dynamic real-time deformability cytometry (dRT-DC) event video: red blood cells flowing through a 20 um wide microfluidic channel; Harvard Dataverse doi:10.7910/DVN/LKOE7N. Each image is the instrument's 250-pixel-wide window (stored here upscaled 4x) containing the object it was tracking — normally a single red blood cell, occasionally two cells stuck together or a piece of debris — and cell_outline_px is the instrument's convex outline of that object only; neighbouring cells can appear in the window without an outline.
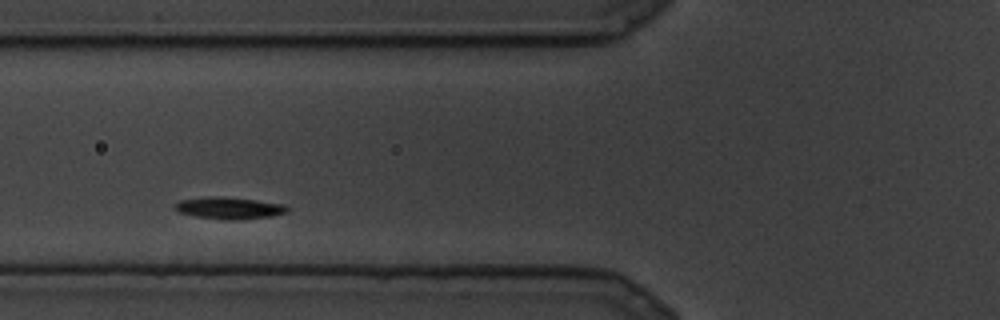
{"species": "common noctule bat (a hibernating species)", "species_latin": "Nyctalus noctula", "temperature_condition": "cold", "stored_images_in_passage": 4, "camera_frame_rate_fps": 3000, "um_per_image_px": 0.085, "animal": {"sex": "male", "body_mass_g": 19.5, "forearm_length_mm": 54.6}, "frame": {"image": 1, "passage_image": 3, "time_ms": 0.667, "image_size_px": [1000, 320], "cell_outline_px": [[292, 208], [288, 212], [272, 216], [240, 220], [224, 220], [196, 216], [176, 212], [172, 208], [172, 204], [180, 200], [208, 196], [216, 196], [256, 200], [288, 204]], "centroid_in_image_um": [19.49, 17.68], "position_along_channel_um": 106.3, "area_um2": 14.8}}